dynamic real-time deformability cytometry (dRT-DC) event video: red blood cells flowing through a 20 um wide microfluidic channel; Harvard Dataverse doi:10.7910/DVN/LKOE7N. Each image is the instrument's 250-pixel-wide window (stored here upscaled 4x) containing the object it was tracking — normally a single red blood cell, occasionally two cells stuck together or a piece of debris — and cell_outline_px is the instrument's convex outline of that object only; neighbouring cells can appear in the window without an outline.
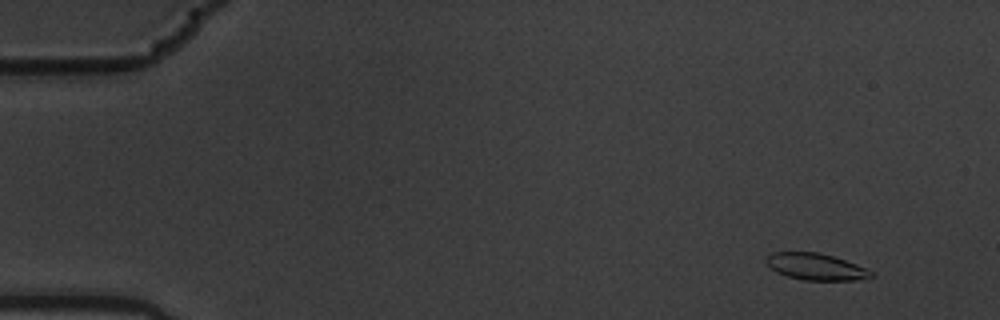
{"species": "common noctule bat (a hibernating species)", "species_latin": "Nyctalus noctula", "temperature_condition": "warm", "stored_images_in_passage": 7, "camera_frame_rate_fps": 3000, "um_per_image_px": 0.085, "animal": {"sex": "male", "body_mass_g": 19.5, "forearm_length_mm": 54.6}, "frame": {"image": 1, "passage_image": 1, "time_ms": 0.0, "image_size_px": [1000, 320], "cell_outline_px": [[876, 276], [856, 280], [804, 280], [788, 276], [776, 272], [764, 260], [772, 252], [820, 252], [868, 268]], "centroid_in_image_um": [69.37, 22.67], "position_along_channel_um": 15.6, "area_um2": 16.24}}
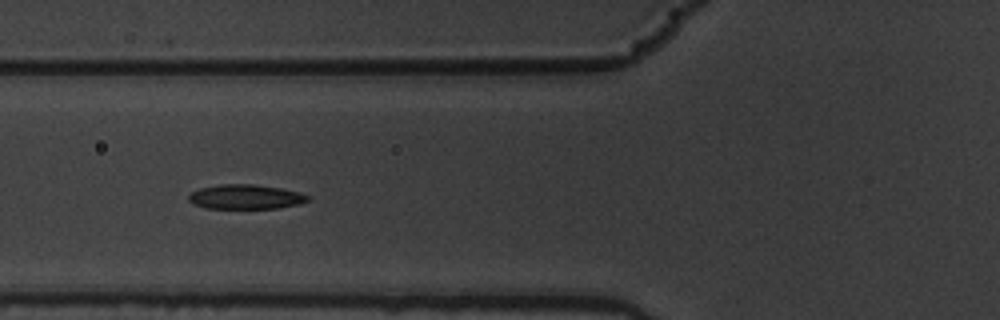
{"frame": {"image": 2, "passage_image": 6, "time_ms": 1.667, "image_size_px": [1000, 320], "cell_outline_px": [[308, 200], [300, 204], [280, 208], [204, 208], [188, 200], [188, 196], [192, 192], [200, 188], [220, 184], [256, 184], [280, 188], [300, 192], [308, 196]], "centroid_in_image_um": [20.89, 16.73], "position_along_channel_um": 104.9, "area_um2": 16.99}}
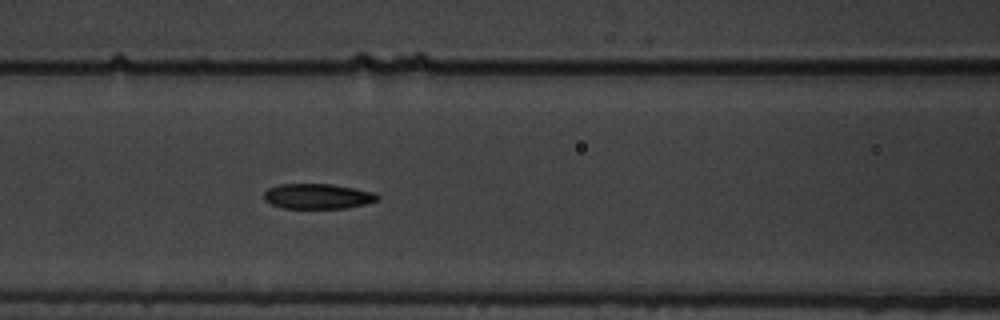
{"frame": {"image": 3, "passage_image": 7, "time_ms": 2.0, "image_size_px": [1000, 320], "cell_outline_px": [[380, 200], [364, 204], [344, 208], [284, 208], [272, 204], [264, 200], [264, 192], [268, 188], [280, 184], [332, 184], [376, 192], [380, 196]], "centroid_in_image_um": [27.03, 16.68], "position_along_channel_um": 139.6, "area_um2": 16.7}}